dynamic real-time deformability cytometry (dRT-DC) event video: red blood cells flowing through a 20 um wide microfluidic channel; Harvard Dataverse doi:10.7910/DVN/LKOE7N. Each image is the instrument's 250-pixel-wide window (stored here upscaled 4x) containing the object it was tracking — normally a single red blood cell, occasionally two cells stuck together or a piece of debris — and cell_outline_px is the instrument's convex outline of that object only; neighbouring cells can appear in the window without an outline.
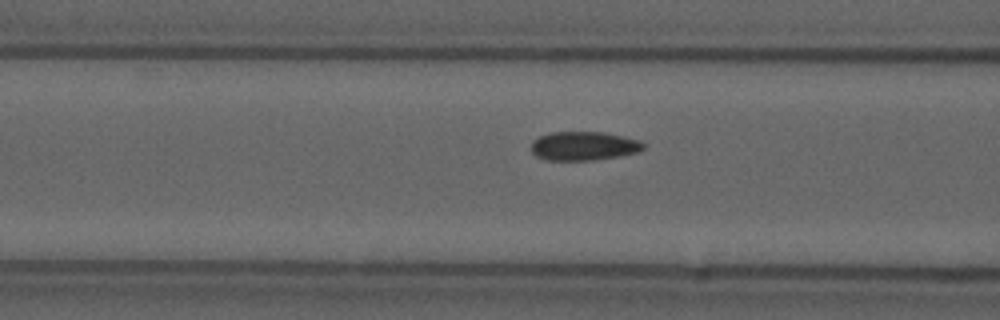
{"species": "common noctule bat (a hibernating species)", "species_latin": "Nyctalus noctula", "temperature_condition": "cold", "stored_images_in_passage": 13, "camera_frame_rate_fps": 3000, "um_per_image_px": 0.085, "animal": {"sex": "male", "forearm_length_mm": 52.5}, "frame": {"image": 1, "passage_image": 11, "time_ms": 3.333, "image_size_px": [1000, 320], "cell_outline_px": [[648, 144], [644, 148], [636, 152], [620, 156], [596, 160], [544, 160], [536, 156], [532, 152], [532, 140], [540, 136], [552, 132], [604, 132], [640, 140]], "centroid_in_image_um": [49.64, 12.41], "position_along_channel_um": 117.0, "area_um2": 19.02}}